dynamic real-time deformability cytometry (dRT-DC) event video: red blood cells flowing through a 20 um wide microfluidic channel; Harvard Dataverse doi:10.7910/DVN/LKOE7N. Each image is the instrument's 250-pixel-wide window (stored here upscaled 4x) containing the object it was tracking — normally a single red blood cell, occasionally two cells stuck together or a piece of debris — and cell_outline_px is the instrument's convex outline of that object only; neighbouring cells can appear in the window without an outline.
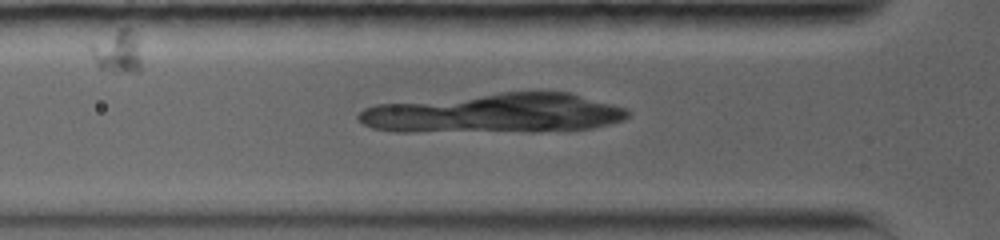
{"species": "common noctule bat (a hibernating species)", "species_latin": "Nyctalus noctula", "temperature_condition": "warm", "stored_images_in_passage": 11, "camera_frame_rate_fps": 5000, "um_per_image_px": 0.085, "animal": {"sex": "female", "body_mass_g": 19.0, "forearm_length_mm": 56.7}, "frame": {"image": 1, "passage_image": 4, "time_ms": 2.8, "image_size_px": [1000, 240], "cell_outline_px": [[140, 72], [120, 72], [100, 68], [96, 64], [92, 56], [88, 44], [120, 28], [128, 28], [140, 60]], "centroid_in_image_um": [9.87, 4.43], "position_along_channel_um": 115.9, "area_um2": 11.85}}